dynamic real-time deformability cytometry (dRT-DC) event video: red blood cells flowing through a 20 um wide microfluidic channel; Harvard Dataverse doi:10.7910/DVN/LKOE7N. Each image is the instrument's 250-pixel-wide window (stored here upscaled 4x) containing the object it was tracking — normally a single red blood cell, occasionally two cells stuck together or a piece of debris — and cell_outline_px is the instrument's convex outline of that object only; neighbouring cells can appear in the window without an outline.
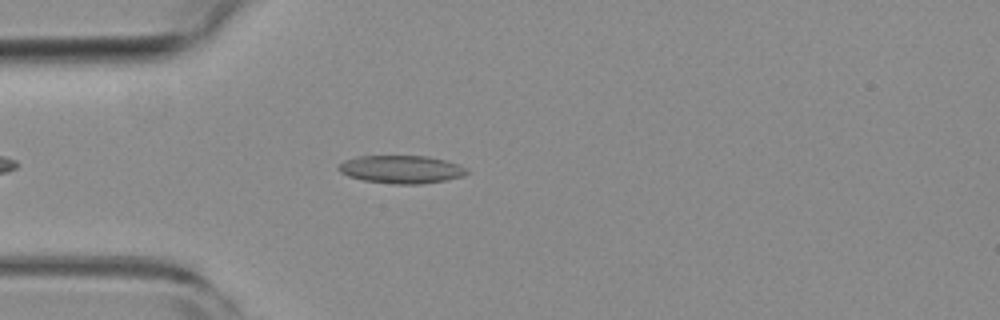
{"species": "common noctule bat (a hibernating species)", "species_latin": "Nyctalus noctula", "temperature_condition": "room temperature", "stored_images_in_passage": 44, "camera_frame_rate_fps": 3000, "um_per_image_px": 0.085, "animal": {"sex": "female", "body_mass_g": 19.3, "forearm_length_mm": 54.1}, "frame": {"image": 1, "passage_image": 6, "time_ms": 1.667, "image_size_px": [1000, 320], "cell_outline_px": [[468, 172], [464, 176], [448, 180], [420, 184], [392, 184], [364, 180], [348, 176], [340, 172], [336, 168], [344, 160], [356, 156], [428, 156], [444, 160], [468, 168]], "centroid_in_image_um": [34.11, 14.4], "position_along_channel_um": 50.9, "area_um2": 20.98}}
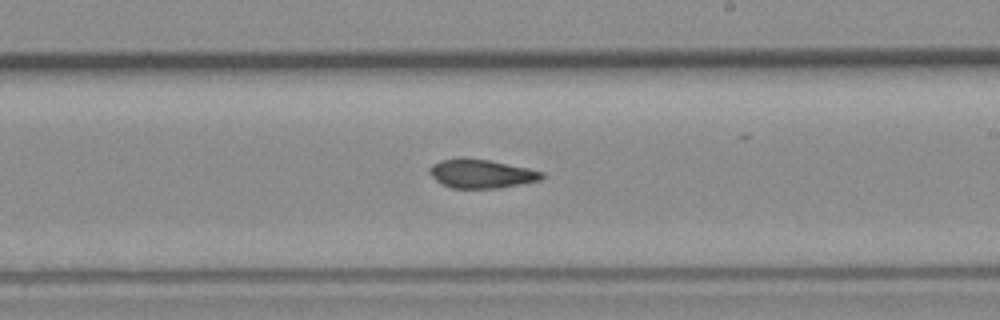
{"frame": {"image": 2, "passage_image": 22, "time_ms": 7.0, "image_size_px": [1000, 320], "cell_outline_px": [[544, 176], [540, 180], [520, 184], [496, 188], [452, 188], [440, 184], [428, 172], [428, 168], [432, 164], [440, 160], [460, 156], [464, 156], [488, 160], [528, 168], [544, 172]], "centroid_in_image_um": [40.85, 14.74], "position_along_channel_um": 248.2, "area_um2": 19.07}}
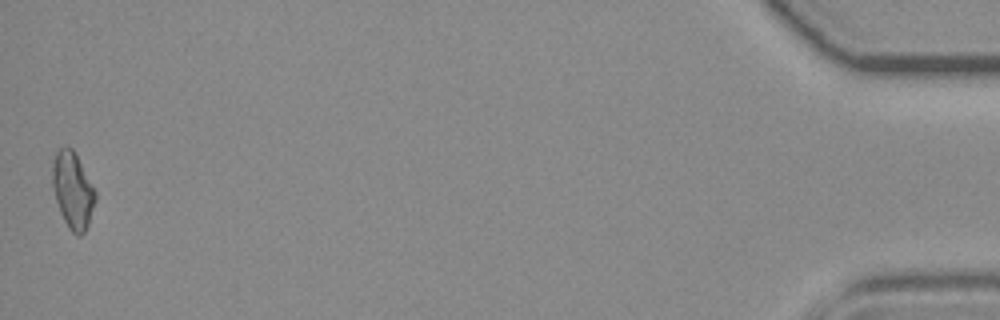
{"frame": {"image": 3, "passage_image": 44, "time_ms": 14.333, "image_size_px": [1000, 320], "cell_outline_px": [[96, 200], [88, 224], [84, 232], [80, 236], [76, 236], [68, 228], [60, 212], [52, 188], [52, 164], [56, 152], [60, 148], [72, 148], [96, 192]], "centroid_in_image_um": [6.17, 16.21], "position_along_channel_um": 429.0, "area_um2": 18.9}, "authors_computed_cell_mechanics": {"area_um2": 18.9295, "velocity_mm_per_s": 3.859, "shape_relaxation_time_tau1_ms": null, "shape_relaxation_time_tau2_ms": 4.507, "deformation_change_tau1": null, "deformation_change_tau2": 0.1054}}